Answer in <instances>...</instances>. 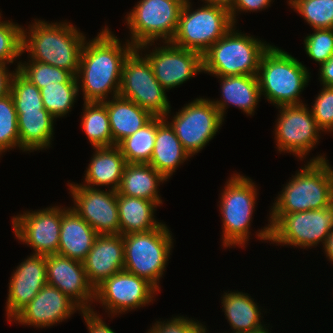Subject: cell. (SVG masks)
Returning a JSON list of instances; mask_svg holds the SVG:
<instances>
[{
    "label": "cell",
    "mask_w": 333,
    "mask_h": 333,
    "mask_svg": "<svg viewBox=\"0 0 333 333\" xmlns=\"http://www.w3.org/2000/svg\"><path fill=\"white\" fill-rule=\"evenodd\" d=\"M81 314L84 317L89 333H115L93 309L81 311Z\"/></svg>",
    "instance_id": "7bdbcfd3"
},
{
    "label": "cell",
    "mask_w": 333,
    "mask_h": 333,
    "mask_svg": "<svg viewBox=\"0 0 333 333\" xmlns=\"http://www.w3.org/2000/svg\"><path fill=\"white\" fill-rule=\"evenodd\" d=\"M155 292L159 291L146 279L121 270L95 288V299L109 314L116 315L145 306L153 300Z\"/></svg>",
    "instance_id": "5bb4252c"
},
{
    "label": "cell",
    "mask_w": 333,
    "mask_h": 333,
    "mask_svg": "<svg viewBox=\"0 0 333 333\" xmlns=\"http://www.w3.org/2000/svg\"><path fill=\"white\" fill-rule=\"evenodd\" d=\"M320 81L325 87H333V55L320 65Z\"/></svg>",
    "instance_id": "ee69618b"
},
{
    "label": "cell",
    "mask_w": 333,
    "mask_h": 333,
    "mask_svg": "<svg viewBox=\"0 0 333 333\" xmlns=\"http://www.w3.org/2000/svg\"><path fill=\"white\" fill-rule=\"evenodd\" d=\"M149 164L166 179L173 175L177 167L190 158L183 148L173 128L163 117H156V136Z\"/></svg>",
    "instance_id": "603a6c76"
},
{
    "label": "cell",
    "mask_w": 333,
    "mask_h": 333,
    "mask_svg": "<svg viewBox=\"0 0 333 333\" xmlns=\"http://www.w3.org/2000/svg\"><path fill=\"white\" fill-rule=\"evenodd\" d=\"M220 198L223 221V246H241L248 242L249 228L256 204L257 188L249 177L233 174Z\"/></svg>",
    "instance_id": "ba28073f"
},
{
    "label": "cell",
    "mask_w": 333,
    "mask_h": 333,
    "mask_svg": "<svg viewBox=\"0 0 333 333\" xmlns=\"http://www.w3.org/2000/svg\"><path fill=\"white\" fill-rule=\"evenodd\" d=\"M333 230V203L322 209L285 213L272 227L270 241L302 248L325 243Z\"/></svg>",
    "instance_id": "8fae6325"
},
{
    "label": "cell",
    "mask_w": 333,
    "mask_h": 333,
    "mask_svg": "<svg viewBox=\"0 0 333 333\" xmlns=\"http://www.w3.org/2000/svg\"><path fill=\"white\" fill-rule=\"evenodd\" d=\"M222 100L212 101L222 118L229 104L241 109L244 113L252 115L255 112L261 97L257 76H221Z\"/></svg>",
    "instance_id": "d4e9b609"
},
{
    "label": "cell",
    "mask_w": 333,
    "mask_h": 333,
    "mask_svg": "<svg viewBox=\"0 0 333 333\" xmlns=\"http://www.w3.org/2000/svg\"><path fill=\"white\" fill-rule=\"evenodd\" d=\"M175 1L179 2L182 6L191 4L189 0H175Z\"/></svg>",
    "instance_id": "681fc988"
},
{
    "label": "cell",
    "mask_w": 333,
    "mask_h": 333,
    "mask_svg": "<svg viewBox=\"0 0 333 333\" xmlns=\"http://www.w3.org/2000/svg\"><path fill=\"white\" fill-rule=\"evenodd\" d=\"M235 30L232 27L202 55L204 72L216 77L257 76L261 57L270 44Z\"/></svg>",
    "instance_id": "5b68a950"
},
{
    "label": "cell",
    "mask_w": 333,
    "mask_h": 333,
    "mask_svg": "<svg viewBox=\"0 0 333 333\" xmlns=\"http://www.w3.org/2000/svg\"><path fill=\"white\" fill-rule=\"evenodd\" d=\"M83 265L87 279L94 289L105 279L124 270L123 235H98Z\"/></svg>",
    "instance_id": "44dd1931"
},
{
    "label": "cell",
    "mask_w": 333,
    "mask_h": 333,
    "mask_svg": "<svg viewBox=\"0 0 333 333\" xmlns=\"http://www.w3.org/2000/svg\"><path fill=\"white\" fill-rule=\"evenodd\" d=\"M325 156H316L284 186L270 212V224L257 232L270 241L271 227L285 214L329 207L333 203V169Z\"/></svg>",
    "instance_id": "7a4b0ae2"
},
{
    "label": "cell",
    "mask_w": 333,
    "mask_h": 333,
    "mask_svg": "<svg viewBox=\"0 0 333 333\" xmlns=\"http://www.w3.org/2000/svg\"><path fill=\"white\" fill-rule=\"evenodd\" d=\"M309 77L307 67L272 45L263 53L257 72L261 95L277 107L302 104L299 96Z\"/></svg>",
    "instance_id": "277c9868"
},
{
    "label": "cell",
    "mask_w": 333,
    "mask_h": 333,
    "mask_svg": "<svg viewBox=\"0 0 333 333\" xmlns=\"http://www.w3.org/2000/svg\"><path fill=\"white\" fill-rule=\"evenodd\" d=\"M155 47L145 57L151 64L155 78L165 90H170L203 72L202 54L178 47L171 42Z\"/></svg>",
    "instance_id": "e0dca14e"
},
{
    "label": "cell",
    "mask_w": 333,
    "mask_h": 333,
    "mask_svg": "<svg viewBox=\"0 0 333 333\" xmlns=\"http://www.w3.org/2000/svg\"><path fill=\"white\" fill-rule=\"evenodd\" d=\"M224 122L212 100L196 98L176 112L169 123L183 148L193 156L214 138Z\"/></svg>",
    "instance_id": "7c38bea8"
},
{
    "label": "cell",
    "mask_w": 333,
    "mask_h": 333,
    "mask_svg": "<svg viewBox=\"0 0 333 333\" xmlns=\"http://www.w3.org/2000/svg\"><path fill=\"white\" fill-rule=\"evenodd\" d=\"M124 270L146 279L158 291L173 245L172 234L165 224L143 232L123 235Z\"/></svg>",
    "instance_id": "8992f818"
},
{
    "label": "cell",
    "mask_w": 333,
    "mask_h": 333,
    "mask_svg": "<svg viewBox=\"0 0 333 333\" xmlns=\"http://www.w3.org/2000/svg\"><path fill=\"white\" fill-rule=\"evenodd\" d=\"M248 333H270L268 331V329H266V327L260 329V330H257V331H254V332H248Z\"/></svg>",
    "instance_id": "c3c4849f"
},
{
    "label": "cell",
    "mask_w": 333,
    "mask_h": 333,
    "mask_svg": "<svg viewBox=\"0 0 333 333\" xmlns=\"http://www.w3.org/2000/svg\"><path fill=\"white\" fill-rule=\"evenodd\" d=\"M139 52L134 48L124 60L119 96L133 101L153 117L167 120L171 107L166 90L155 78L149 61Z\"/></svg>",
    "instance_id": "9c48e42d"
},
{
    "label": "cell",
    "mask_w": 333,
    "mask_h": 333,
    "mask_svg": "<svg viewBox=\"0 0 333 333\" xmlns=\"http://www.w3.org/2000/svg\"><path fill=\"white\" fill-rule=\"evenodd\" d=\"M306 54L319 65L333 55V29H314V33L304 39Z\"/></svg>",
    "instance_id": "f35d334b"
},
{
    "label": "cell",
    "mask_w": 333,
    "mask_h": 333,
    "mask_svg": "<svg viewBox=\"0 0 333 333\" xmlns=\"http://www.w3.org/2000/svg\"><path fill=\"white\" fill-rule=\"evenodd\" d=\"M6 304L7 320L13 318L47 285L46 256L32 254L10 277ZM12 319V320H10Z\"/></svg>",
    "instance_id": "ffe728a7"
},
{
    "label": "cell",
    "mask_w": 333,
    "mask_h": 333,
    "mask_svg": "<svg viewBox=\"0 0 333 333\" xmlns=\"http://www.w3.org/2000/svg\"><path fill=\"white\" fill-rule=\"evenodd\" d=\"M10 94L17 113L46 110L43 106L40 89L15 70L11 79Z\"/></svg>",
    "instance_id": "e575fe53"
},
{
    "label": "cell",
    "mask_w": 333,
    "mask_h": 333,
    "mask_svg": "<svg viewBox=\"0 0 333 333\" xmlns=\"http://www.w3.org/2000/svg\"><path fill=\"white\" fill-rule=\"evenodd\" d=\"M206 330H207V328L205 327V329L201 333H207Z\"/></svg>",
    "instance_id": "f907efd6"
},
{
    "label": "cell",
    "mask_w": 333,
    "mask_h": 333,
    "mask_svg": "<svg viewBox=\"0 0 333 333\" xmlns=\"http://www.w3.org/2000/svg\"><path fill=\"white\" fill-rule=\"evenodd\" d=\"M311 112L322 132L333 131V87L323 86L316 97Z\"/></svg>",
    "instance_id": "ab89813d"
},
{
    "label": "cell",
    "mask_w": 333,
    "mask_h": 333,
    "mask_svg": "<svg viewBox=\"0 0 333 333\" xmlns=\"http://www.w3.org/2000/svg\"><path fill=\"white\" fill-rule=\"evenodd\" d=\"M190 5L182 6L171 43L203 55L235 25L230 12L223 7L205 4L191 11Z\"/></svg>",
    "instance_id": "52a82bcc"
},
{
    "label": "cell",
    "mask_w": 333,
    "mask_h": 333,
    "mask_svg": "<svg viewBox=\"0 0 333 333\" xmlns=\"http://www.w3.org/2000/svg\"><path fill=\"white\" fill-rule=\"evenodd\" d=\"M62 208L47 207L26 211L12 218L13 232L21 241L34 249L33 254H57L61 230Z\"/></svg>",
    "instance_id": "9a60e30c"
},
{
    "label": "cell",
    "mask_w": 333,
    "mask_h": 333,
    "mask_svg": "<svg viewBox=\"0 0 333 333\" xmlns=\"http://www.w3.org/2000/svg\"><path fill=\"white\" fill-rule=\"evenodd\" d=\"M167 179L150 164L126 163L117 192L129 197L154 201L158 205L162 200L158 195V185Z\"/></svg>",
    "instance_id": "4316f807"
},
{
    "label": "cell",
    "mask_w": 333,
    "mask_h": 333,
    "mask_svg": "<svg viewBox=\"0 0 333 333\" xmlns=\"http://www.w3.org/2000/svg\"><path fill=\"white\" fill-rule=\"evenodd\" d=\"M272 0H235L233 7L229 10L231 19L235 25L236 12L240 11H259L270 6Z\"/></svg>",
    "instance_id": "b9f144b4"
},
{
    "label": "cell",
    "mask_w": 333,
    "mask_h": 333,
    "mask_svg": "<svg viewBox=\"0 0 333 333\" xmlns=\"http://www.w3.org/2000/svg\"><path fill=\"white\" fill-rule=\"evenodd\" d=\"M313 29H333V0H289Z\"/></svg>",
    "instance_id": "d590c367"
},
{
    "label": "cell",
    "mask_w": 333,
    "mask_h": 333,
    "mask_svg": "<svg viewBox=\"0 0 333 333\" xmlns=\"http://www.w3.org/2000/svg\"><path fill=\"white\" fill-rule=\"evenodd\" d=\"M21 55L22 27L0 19V63L13 64L15 58Z\"/></svg>",
    "instance_id": "74e56055"
},
{
    "label": "cell",
    "mask_w": 333,
    "mask_h": 333,
    "mask_svg": "<svg viewBox=\"0 0 333 333\" xmlns=\"http://www.w3.org/2000/svg\"><path fill=\"white\" fill-rule=\"evenodd\" d=\"M98 235L73 208L64 207L57 254L83 262Z\"/></svg>",
    "instance_id": "7402d4cb"
},
{
    "label": "cell",
    "mask_w": 333,
    "mask_h": 333,
    "mask_svg": "<svg viewBox=\"0 0 333 333\" xmlns=\"http://www.w3.org/2000/svg\"><path fill=\"white\" fill-rule=\"evenodd\" d=\"M107 107L113 146L146 125L153 116L131 100L120 96L103 102Z\"/></svg>",
    "instance_id": "484cf974"
},
{
    "label": "cell",
    "mask_w": 333,
    "mask_h": 333,
    "mask_svg": "<svg viewBox=\"0 0 333 333\" xmlns=\"http://www.w3.org/2000/svg\"><path fill=\"white\" fill-rule=\"evenodd\" d=\"M222 307L233 330L232 333H248L262 329L261 311L258 305L246 293L239 291L224 293Z\"/></svg>",
    "instance_id": "f546056e"
},
{
    "label": "cell",
    "mask_w": 333,
    "mask_h": 333,
    "mask_svg": "<svg viewBox=\"0 0 333 333\" xmlns=\"http://www.w3.org/2000/svg\"><path fill=\"white\" fill-rule=\"evenodd\" d=\"M18 146L20 148L17 112L10 93L0 97V155Z\"/></svg>",
    "instance_id": "8d00e7d4"
},
{
    "label": "cell",
    "mask_w": 333,
    "mask_h": 333,
    "mask_svg": "<svg viewBox=\"0 0 333 333\" xmlns=\"http://www.w3.org/2000/svg\"><path fill=\"white\" fill-rule=\"evenodd\" d=\"M54 119L47 110L17 113L20 149L31 152L50 147Z\"/></svg>",
    "instance_id": "f1b7e54d"
},
{
    "label": "cell",
    "mask_w": 333,
    "mask_h": 333,
    "mask_svg": "<svg viewBox=\"0 0 333 333\" xmlns=\"http://www.w3.org/2000/svg\"><path fill=\"white\" fill-rule=\"evenodd\" d=\"M76 310L82 309L58 288L45 285L32 301L13 319L20 324L49 327L71 317Z\"/></svg>",
    "instance_id": "d6986e66"
},
{
    "label": "cell",
    "mask_w": 333,
    "mask_h": 333,
    "mask_svg": "<svg viewBox=\"0 0 333 333\" xmlns=\"http://www.w3.org/2000/svg\"><path fill=\"white\" fill-rule=\"evenodd\" d=\"M82 127L92 146H113L107 107L103 102H85Z\"/></svg>",
    "instance_id": "4dcf8cb0"
},
{
    "label": "cell",
    "mask_w": 333,
    "mask_h": 333,
    "mask_svg": "<svg viewBox=\"0 0 333 333\" xmlns=\"http://www.w3.org/2000/svg\"><path fill=\"white\" fill-rule=\"evenodd\" d=\"M182 5L175 0H140L128 13L131 44L139 51L160 38L171 42L177 30Z\"/></svg>",
    "instance_id": "30bf717a"
},
{
    "label": "cell",
    "mask_w": 333,
    "mask_h": 333,
    "mask_svg": "<svg viewBox=\"0 0 333 333\" xmlns=\"http://www.w3.org/2000/svg\"><path fill=\"white\" fill-rule=\"evenodd\" d=\"M117 205L121 235L152 231L162 224L154 218L155 208L158 206L154 201L117 192Z\"/></svg>",
    "instance_id": "83f0119b"
},
{
    "label": "cell",
    "mask_w": 333,
    "mask_h": 333,
    "mask_svg": "<svg viewBox=\"0 0 333 333\" xmlns=\"http://www.w3.org/2000/svg\"><path fill=\"white\" fill-rule=\"evenodd\" d=\"M199 321L190 320L183 316L176 317L167 322L156 321L150 329L151 333H201L205 328Z\"/></svg>",
    "instance_id": "60d3db41"
},
{
    "label": "cell",
    "mask_w": 333,
    "mask_h": 333,
    "mask_svg": "<svg viewBox=\"0 0 333 333\" xmlns=\"http://www.w3.org/2000/svg\"><path fill=\"white\" fill-rule=\"evenodd\" d=\"M78 83H55L40 89L44 108L56 119L64 117L74 105Z\"/></svg>",
    "instance_id": "836d02e7"
},
{
    "label": "cell",
    "mask_w": 333,
    "mask_h": 333,
    "mask_svg": "<svg viewBox=\"0 0 333 333\" xmlns=\"http://www.w3.org/2000/svg\"><path fill=\"white\" fill-rule=\"evenodd\" d=\"M306 106L304 103L279 106L280 114L275 127L278 151L293 153L300 159L315 147L321 131L311 109L309 111Z\"/></svg>",
    "instance_id": "4fadbf2b"
},
{
    "label": "cell",
    "mask_w": 333,
    "mask_h": 333,
    "mask_svg": "<svg viewBox=\"0 0 333 333\" xmlns=\"http://www.w3.org/2000/svg\"><path fill=\"white\" fill-rule=\"evenodd\" d=\"M6 64L0 63V97L10 93L11 79L13 72H9Z\"/></svg>",
    "instance_id": "f6af8a7d"
},
{
    "label": "cell",
    "mask_w": 333,
    "mask_h": 333,
    "mask_svg": "<svg viewBox=\"0 0 333 333\" xmlns=\"http://www.w3.org/2000/svg\"><path fill=\"white\" fill-rule=\"evenodd\" d=\"M94 149L96 150L84 174V185L90 188H95V185H111L110 190L117 191L126 165L123 154L117 145Z\"/></svg>",
    "instance_id": "cb8c5ba5"
},
{
    "label": "cell",
    "mask_w": 333,
    "mask_h": 333,
    "mask_svg": "<svg viewBox=\"0 0 333 333\" xmlns=\"http://www.w3.org/2000/svg\"><path fill=\"white\" fill-rule=\"evenodd\" d=\"M72 208L99 235L120 234L117 191L100 190L70 183Z\"/></svg>",
    "instance_id": "2e32d148"
},
{
    "label": "cell",
    "mask_w": 333,
    "mask_h": 333,
    "mask_svg": "<svg viewBox=\"0 0 333 333\" xmlns=\"http://www.w3.org/2000/svg\"><path fill=\"white\" fill-rule=\"evenodd\" d=\"M323 247H324L323 249H325L324 251H325L326 257H328V259L331 262H333V230L327 237Z\"/></svg>",
    "instance_id": "bcb514c9"
},
{
    "label": "cell",
    "mask_w": 333,
    "mask_h": 333,
    "mask_svg": "<svg viewBox=\"0 0 333 333\" xmlns=\"http://www.w3.org/2000/svg\"><path fill=\"white\" fill-rule=\"evenodd\" d=\"M29 62H18L16 70L39 89L55 83H77L76 76L68 70L30 59Z\"/></svg>",
    "instance_id": "d6a6232c"
},
{
    "label": "cell",
    "mask_w": 333,
    "mask_h": 333,
    "mask_svg": "<svg viewBox=\"0 0 333 333\" xmlns=\"http://www.w3.org/2000/svg\"><path fill=\"white\" fill-rule=\"evenodd\" d=\"M34 21L29 26L30 32L22 28V53L28 51L32 61L68 70L76 76L85 35L70 22Z\"/></svg>",
    "instance_id": "3957f363"
},
{
    "label": "cell",
    "mask_w": 333,
    "mask_h": 333,
    "mask_svg": "<svg viewBox=\"0 0 333 333\" xmlns=\"http://www.w3.org/2000/svg\"><path fill=\"white\" fill-rule=\"evenodd\" d=\"M129 41L121 46L108 27L91 41H85L76 75L85 102H104L112 91V97L119 96L123 63L135 48Z\"/></svg>",
    "instance_id": "6da1fadb"
},
{
    "label": "cell",
    "mask_w": 333,
    "mask_h": 333,
    "mask_svg": "<svg viewBox=\"0 0 333 333\" xmlns=\"http://www.w3.org/2000/svg\"><path fill=\"white\" fill-rule=\"evenodd\" d=\"M155 136L156 117H153L142 128L122 140L117 146L126 163L149 164L155 144Z\"/></svg>",
    "instance_id": "1f68e13d"
},
{
    "label": "cell",
    "mask_w": 333,
    "mask_h": 333,
    "mask_svg": "<svg viewBox=\"0 0 333 333\" xmlns=\"http://www.w3.org/2000/svg\"><path fill=\"white\" fill-rule=\"evenodd\" d=\"M47 284L58 288L73 300L82 311L92 310L95 289L89 283L83 262L58 254L46 256Z\"/></svg>",
    "instance_id": "ac0fdd59"
},
{
    "label": "cell",
    "mask_w": 333,
    "mask_h": 333,
    "mask_svg": "<svg viewBox=\"0 0 333 333\" xmlns=\"http://www.w3.org/2000/svg\"><path fill=\"white\" fill-rule=\"evenodd\" d=\"M202 1H204L206 4H212L223 7L228 11L233 7V4L235 2V0H202Z\"/></svg>",
    "instance_id": "7dc6e473"
}]
</instances>
